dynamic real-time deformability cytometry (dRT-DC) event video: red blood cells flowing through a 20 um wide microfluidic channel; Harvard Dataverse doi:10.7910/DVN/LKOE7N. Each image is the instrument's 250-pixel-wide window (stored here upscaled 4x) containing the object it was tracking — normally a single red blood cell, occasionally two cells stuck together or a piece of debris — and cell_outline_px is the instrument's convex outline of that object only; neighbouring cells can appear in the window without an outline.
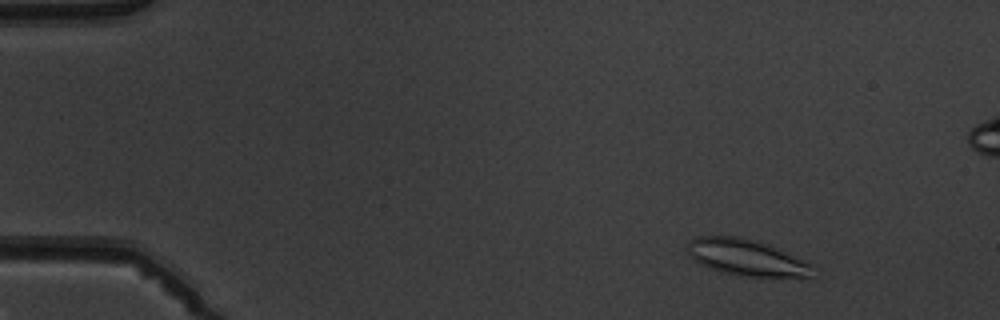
{"species": "common noctule bat (a hibernating species)", "species_latin": "Nyctalus noctula", "temperature_condition": "warm", "stored_images_in_passage": 5, "camera_frame_rate_fps": 3000, "um_per_image_px": 0.085, "animal": {"sex": "male", "body_mass_g": 19.5, "forearm_length_mm": 54.6}, "frame": {"image": 1, "passage_image": 2, "time_ms": 1.333, "image_size_px": [1000, 320], "cell_outline_px": [[812, 276], [740, 276], [720, 272], [708, 268], [688, 256], [688, 244], [696, 236], [736, 236], [768, 244], [812, 264]], "centroid_in_image_um": [63.39, 21.88], "position_along_channel_um": 21.6, "area_um2": 26.13}}